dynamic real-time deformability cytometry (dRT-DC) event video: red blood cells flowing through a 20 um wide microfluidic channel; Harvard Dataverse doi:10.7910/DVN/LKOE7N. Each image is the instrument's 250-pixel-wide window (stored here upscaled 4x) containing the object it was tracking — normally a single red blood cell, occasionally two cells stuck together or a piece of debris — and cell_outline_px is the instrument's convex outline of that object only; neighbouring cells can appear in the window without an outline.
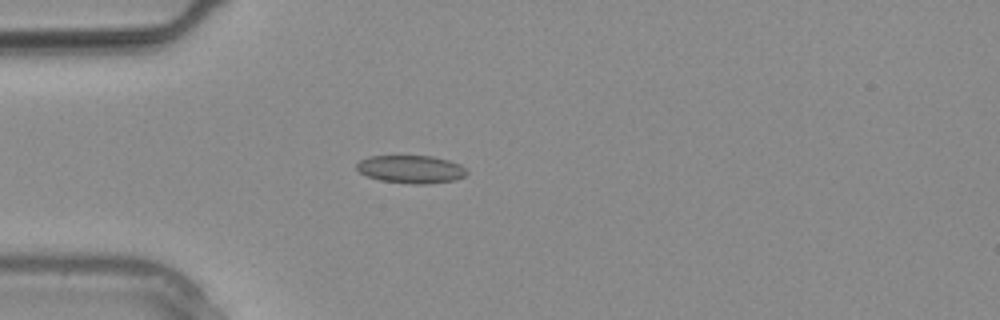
{"species": "common noctule bat (a hibernating species)", "species_latin": "Nyctalus noctula", "temperature_condition": "warm", "stored_images_in_passage": 3, "camera_frame_rate_fps": 3000, "um_per_image_px": 0.085, "animal": {"sex": "male", "body_mass_g": 20.4}, "frame": {"image": 1, "passage_image": 3, "time_ms": 0.667, "image_size_px": [1000, 320], "cell_outline_px": [[468, 172], [464, 176], [456, 180], [428, 184], [412, 184], [380, 180], [368, 176], [360, 172], [356, 168], [356, 164], [360, 160], [368, 156], [432, 156], [448, 160], [460, 164]], "centroid_in_image_um": [34.94, 14.39], "position_along_channel_um": 50.1, "area_um2": 17.92}}